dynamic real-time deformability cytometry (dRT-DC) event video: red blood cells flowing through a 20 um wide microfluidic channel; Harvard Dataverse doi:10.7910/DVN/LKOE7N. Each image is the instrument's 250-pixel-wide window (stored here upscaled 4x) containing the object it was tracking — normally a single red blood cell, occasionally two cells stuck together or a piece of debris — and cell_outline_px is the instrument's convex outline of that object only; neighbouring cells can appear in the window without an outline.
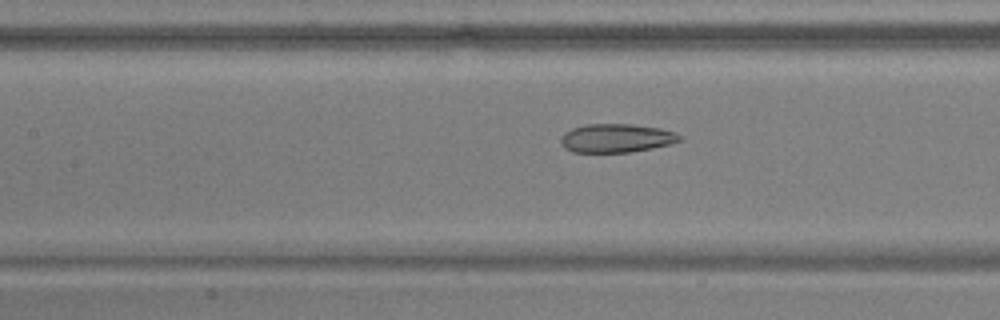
{"species": "common noctule bat (a hibernating species)", "species_latin": "Nyctalus noctula", "temperature_condition": "warm", "stored_images_in_passage": 54, "camera_frame_rate_fps": 3000, "um_per_image_px": 0.085, "animal": {"sex": "male", "body_mass_g": 17.9, "forearm_length_mm": 54.2}, "frame": {"image": 1, "passage_image": 25, "time_ms": 8.0, "image_size_px": [1000, 320], "cell_outline_px": [[680, 140], [668, 144], [652, 148], [628, 152], [572, 152], [564, 148], [560, 144], [560, 136], [564, 132], [572, 128], [584, 124], [632, 124], [660, 128], [676, 132], [680, 136]], "centroid_in_image_um": [52.32, 11.73], "position_along_channel_um": 155.1, "area_um2": 19.88}}
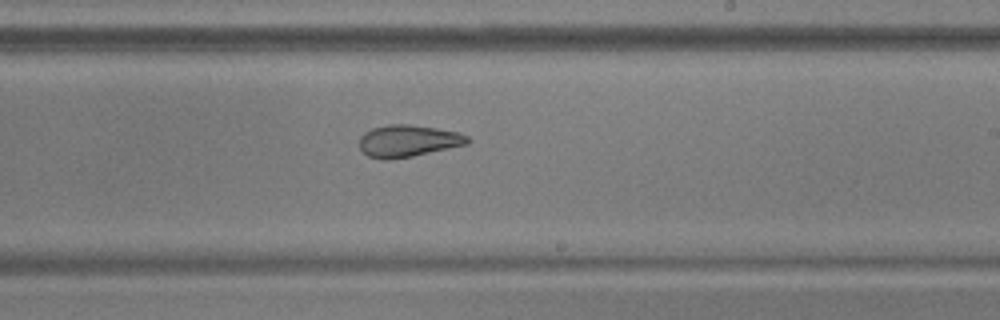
{"frame": {"image": 2, "passage_image": 33, "time_ms": 10.667, "image_size_px": [1000, 320], "cell_outline_px": [[472, 140], [468, 144], [412, 156], [384, 160], [368, 156], [360, 148], [360, 136], [364, 132], [372, 128], [388, 124], [408, 124], [436, 128], [460, 132], [468, 136]], "centroid_in_image_um": [34.7, 11.97], "position_along_channel_um": 254.3, "area_um2": 20.17}}
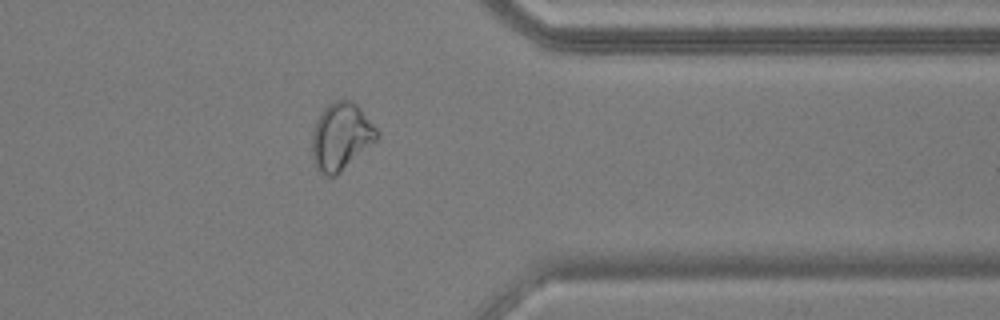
{"frame": {"image": 3, "passage_image": 44, "time_ms": 14.333, "image_size_px": [1000, 320], "cell_outline_px": [[380, 136], [376, 140], [336, 176], [324, 176], [316, 168], [312, 156], [312, 132], [316, 120], [320, 112], [332, 100], [352, 100], [360, 108], [380, 132]], "centroid_in_image_um": [28.97, 11.59], "position_along_channel_um": 382.4, "area_um2": 25.55}, "authors_computed_cell_mechanics": {"area_um2": 23.9581, "velocity_mm_per_s": 3.7403, "shape_relaxation_time_tau1_ms": null, "shape_relaxation_time_tau2_ms": 2.5489, "deformation_change_tau1": null, "deformation_change_tau2": 0.0886}}